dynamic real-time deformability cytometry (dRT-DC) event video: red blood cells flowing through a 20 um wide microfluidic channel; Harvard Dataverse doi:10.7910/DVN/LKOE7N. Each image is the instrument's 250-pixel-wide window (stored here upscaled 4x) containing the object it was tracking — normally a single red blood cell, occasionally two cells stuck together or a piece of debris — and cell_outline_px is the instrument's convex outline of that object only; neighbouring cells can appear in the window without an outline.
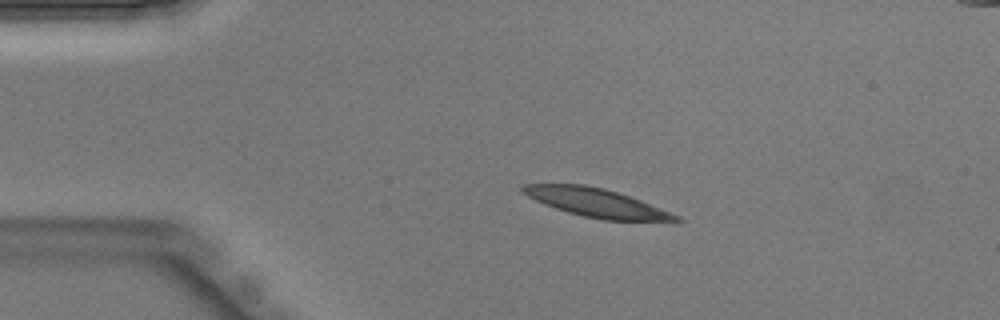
{"species": "Egyptian fruit bat (a non-hibernating species)", "species_latin": "Rousettus aegyptiacus", "temperature_condition": "warm", "stored_images_in_passage": 36, "camera_frame_rate_fps": 3000, "um_per_image_px": 0.085, "animal": {"sex": "male"}, "frame": {"image": 1, "passage_image": 1, "time_ms": 0.0, "image_size_px": [1000, 320], "cell_outline_px": [[684, 220], [676, 224], [604, 220], [584, 216], [568, 212], [544, 204], [520, 192], [520, 188], [524, 184], [584, 184], [604, 188], [640, 200], [680, 216]], "centroid_in_image_um": [50.85, 17.28], "position_along_channel_um": 34.2, "area_um2": 26.07}}
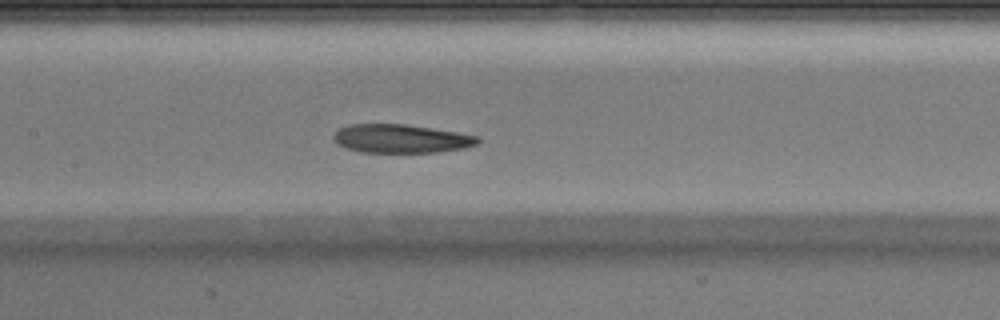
{"frame": {"image": 2, "passage_image": 13, "time_ms": 4.0, "image_size_px": [1000, 320], "cell_outline_px": [[480, 140], [476, 144], [464, 148], [436, 152], [360, 152], [336, 144], [332, 136], [340, 128], [348, 124], [404, 124], [432, 128], [480, 136]], "centroid_in_image_um": [34.07, 11.78], "position_along_channel_um": 173.3, "area_um2": 23.93}}
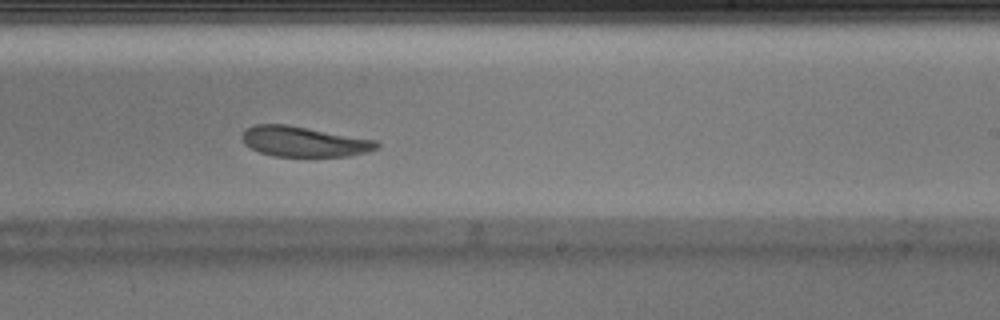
{"frame": {"image": 3, "passage_image": 19, "time_ms": 6.0, "image_size_px": [1000, 320], "cell_outline_px": [[380, 148], [368, 152], [348, 156], [272, 156], [260, 152], [244, 144], [244, 132], [248, 128], [256, 124], [288, 124], [376, 140], [380, 144]], "centroid_in_image_um": [25.89, 12.03], "position_along_channel_um": 263.1, "area_um2": 23.64}}